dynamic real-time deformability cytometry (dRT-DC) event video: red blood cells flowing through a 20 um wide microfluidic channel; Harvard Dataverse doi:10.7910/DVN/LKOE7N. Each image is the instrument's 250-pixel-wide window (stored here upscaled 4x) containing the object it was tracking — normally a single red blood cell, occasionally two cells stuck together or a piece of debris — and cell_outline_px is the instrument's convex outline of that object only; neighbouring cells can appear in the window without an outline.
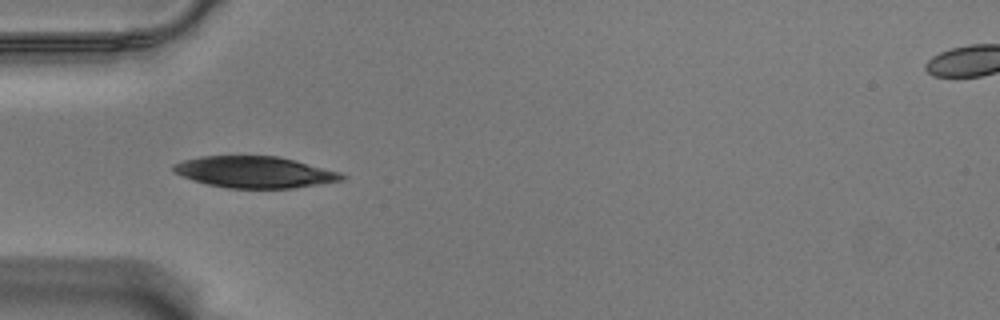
{"species": "Egyptian fruit bat (a non-hibernating species)", "species_latin": "Rousettus aegyptiacus", "temperature_condition": "warm", "stored_images_in_passage": 19, "camera_frame_rate_fps": 3000, "um_per_image_px": 0.085, "animal": {"sex": "male"}, "frame": {"image": 1, "passage_image": 4, "time_ms": 1.0, "image_size_px": [1000, 320], "cell_outline_px": [[348, 176], [344, 180], [320, 184], [292, 188], [228, 188], [208, 184], [192, 180], [172, 172], [172, 164], [184, 160], [200, 156], [280, 156], [340, 172]], "centroid_in_image_um": [21.65, 14.62], "position_along_channel_um": 63.4, "area_um2": 30.98}}
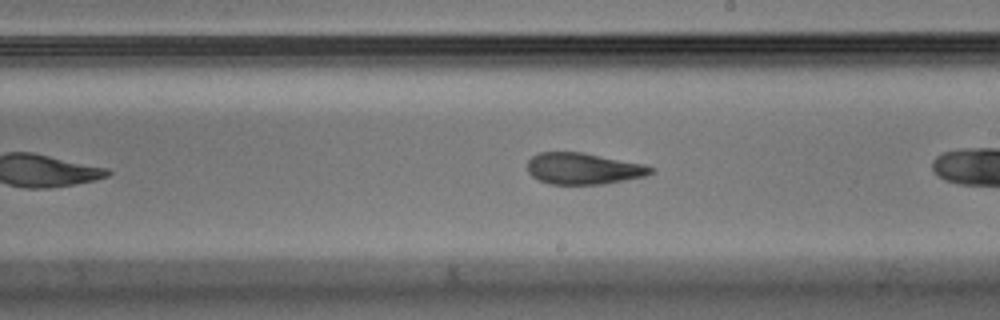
{"frame": {"image": 2, "passage_image": 16, "time_ms": 5.0, "image_size_px": [1000, 320], "cell_outline_px": [[656, 172], [644, 176], [604, 184], [552, 184], [540, 180], [532, 176], [528, 172], [528, 160], [532, 156], [540, 152], [584, 152], [644, 164], [656, 168]], "centroid_in_image_um": [49.62, 14.32], "position_along_channel_um": 239.4, "area_um2": 22.66}}